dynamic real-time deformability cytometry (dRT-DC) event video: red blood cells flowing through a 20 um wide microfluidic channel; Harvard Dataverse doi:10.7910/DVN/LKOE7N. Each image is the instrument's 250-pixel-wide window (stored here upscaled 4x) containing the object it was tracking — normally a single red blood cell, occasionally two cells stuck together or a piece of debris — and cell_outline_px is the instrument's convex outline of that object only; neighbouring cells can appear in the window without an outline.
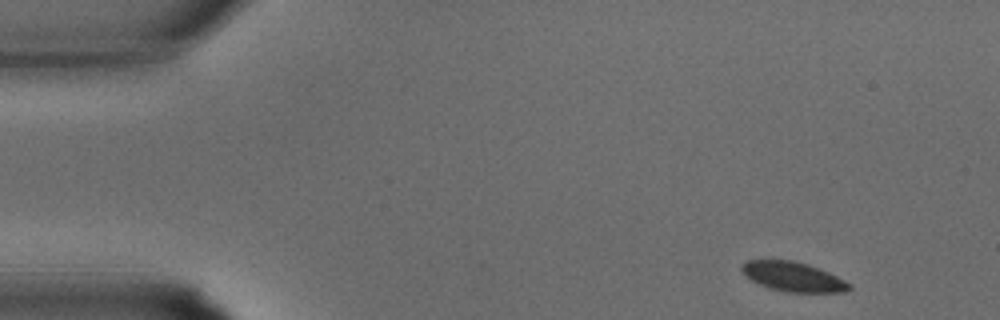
{"species": "common noctule bat (a hibernating species)", "species_latin": "Nyctalus noctula", "temperature_condition": "warm", "stored_images_in_passage": 32, "camera_frame_rate_fps": 3000, "um_per_image_px": 0.085, "animal": {"sex": "male", "body_mass_g": 15.6}, "frame": {"image": 1, "passage_image": 1, "time_ms": 0.0, "image_size_px": [1000, 320], "cell_outline_px": [[852, 288], [844, 292], [788, 292], [772, 288], [760, 284], [752, 280], [740, 268], [740, 264], [748, 260], [792, 260], [808, 264], [828, 272], [852, 284]], "centroid_in_image_um": [67.44, 23.51], "position_along_channel_um": 17.6, "area_um2": 18.26}}
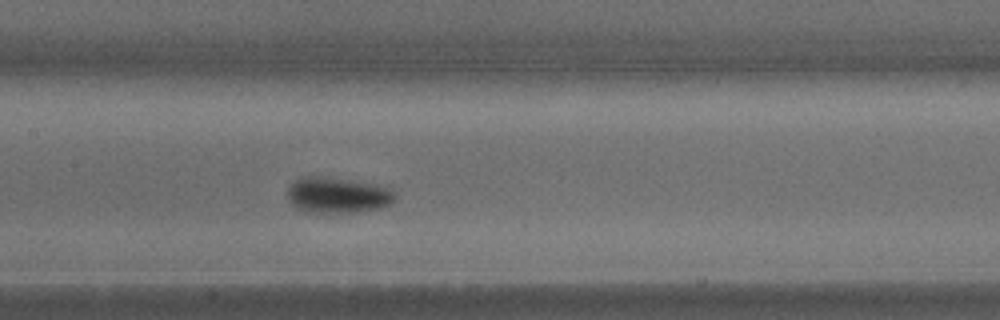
{"frame": {"image": 2, "passage_image": 14, "time_ms": 4.333, "image_size_px": [1000, 320], "cell_outline_px": [[396, 200], [392, 204], [380, 208], [356, 212], [308, 212], [296, 208], [288, 200], [288, 188], [300, 176], [328, 176], [376, 184], [392, 188], [396, 196]], "centroid_in_image_um": [28.73, 16.57], "position_along_channel_um": 178.7, "area_um2": 22.77}}
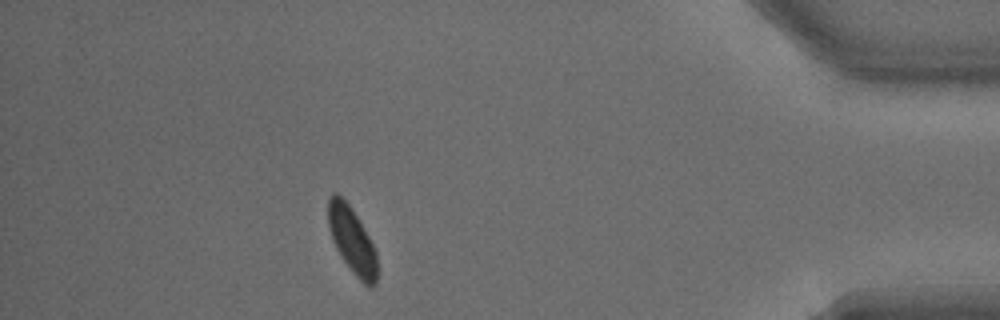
{"frame": {"image": 3, "passage_image": 28, "time_ms": 9.0, "image_size_px": [1000, 320], "cell_outline_px": [[376, 284], [372, 288], [368, 288], [352, 272], [340, 256], [332, 240], [328, 224], [328, 200], [332, 192], [336, 192], [348, 204], [356, 216], [368, 236], [376, 252]], "centroid_in_image_um": [29.9, 20.45], "position_along_channel_um": 405.3, "area_um2": 18.67}}